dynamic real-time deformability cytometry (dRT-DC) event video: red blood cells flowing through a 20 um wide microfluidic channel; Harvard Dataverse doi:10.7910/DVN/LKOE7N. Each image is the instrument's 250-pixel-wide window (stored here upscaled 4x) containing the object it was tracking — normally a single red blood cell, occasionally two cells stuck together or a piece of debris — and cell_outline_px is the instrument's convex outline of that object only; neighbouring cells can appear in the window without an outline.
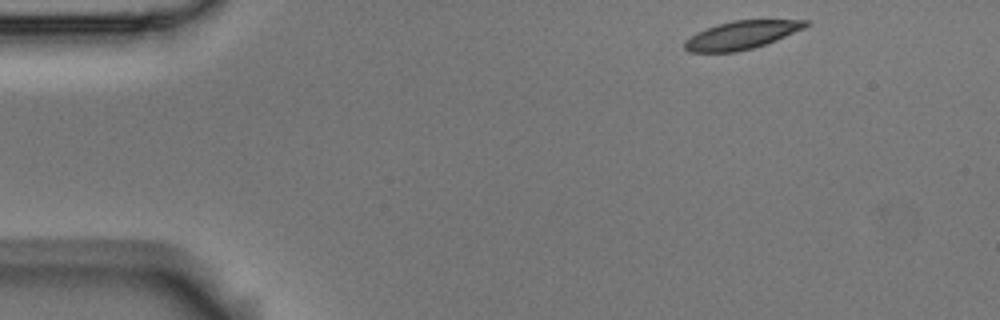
{"species": "Egyptian fruit bat (a non-hibernating species)", "species_latin": "Rousettus aegyptiacus", "temperature_condition": "room temperature", "stored_images_in_passage": 4, "camera_frame_rate_fps": 3000, "um_per_image_px": 0.085, "animal": {"sex": "male"}, "frame": {"image": 1, "passage_image": 1, "time_ms": 0.0, "image_size_px": [1000, 320], "cell_outline_px": [[808, 24], [804, 28], [776, 40], [752, 48], [736, 52], [688, 52], [684, 48], [684, 40], [696, 32], [716, 24], [732, 20], [808, 20]], "centroid_in_image_um": [62.97, 2.98], "position_along_channel_um": 22.0, "area_um2": 19.83}}
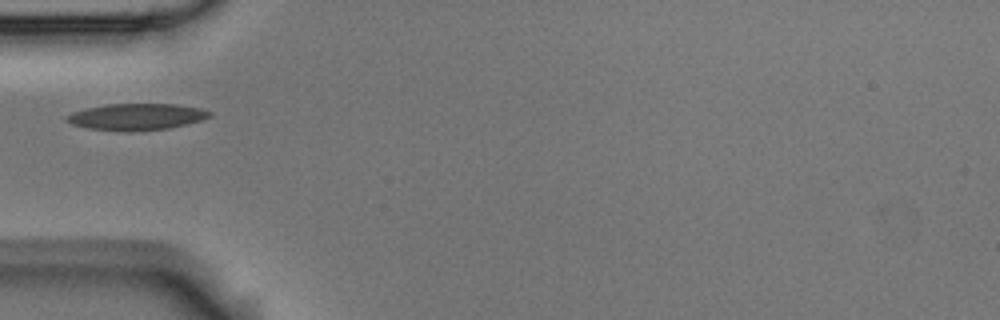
{"frame": {"image": 2, "passage_image": 4, "time_ms": 1.0, "image_size_px": [1000, 320], "cell_outline_px": [[212, 116], [200, 120], [168, 128], [132, 132], [88, 128], [72, 124], [64, 120], [72, 112], [88, 108], [108, 104], [176, 104], [200, 108], [212, 112]], "centroid_in_image_um": [11.61, 9.93], "position_along_channel_um": 73.4, "area_um2": 21.91}}